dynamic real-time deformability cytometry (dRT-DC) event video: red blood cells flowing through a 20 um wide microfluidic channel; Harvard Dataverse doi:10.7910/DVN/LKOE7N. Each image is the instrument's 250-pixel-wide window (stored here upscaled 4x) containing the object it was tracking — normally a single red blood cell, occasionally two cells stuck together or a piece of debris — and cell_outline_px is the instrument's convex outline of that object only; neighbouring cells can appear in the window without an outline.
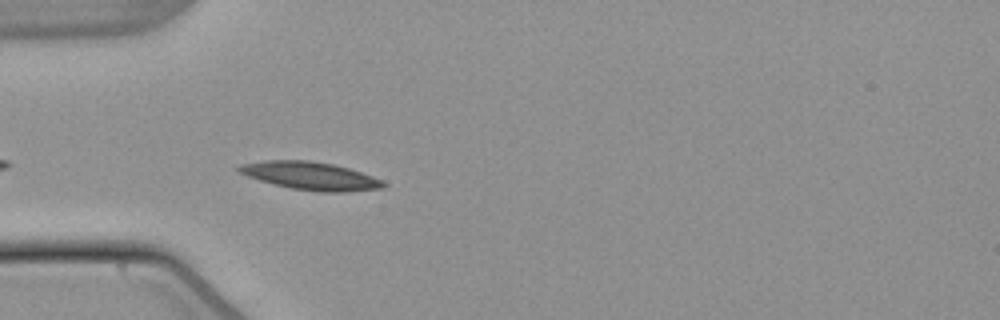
{"species": "common noctule bat (a hibernating species)", "species_latin": "Nyctalus noctula", "temperature_condition": "warm", "stored_images_in_passage": 7, "camera_frame_rate_fps": 3000, "um_per_image_px": 0.085, "animal": {"sex": "male", "body_mass_g": 21.5, "forearm_length_mm": 52.0}, "frame": {"image": 1, "passage_image": 3, "time_ms": 0.667, "image_size_px": [1000, 320], "cell_outline_px": [[388, 184], [384, 188], [348, 192], [316, 192], [292, 188], [260, 180], [248, 176], [240, 172], [236, 168], [240, 164], [264, 160], [308, 160], [332, 164], [348, 168], [384, 180]], "centroid_in_image_um": [26.44, 14.95], "position_along_channel_um": 58.6, "area_um2": 23.52}}